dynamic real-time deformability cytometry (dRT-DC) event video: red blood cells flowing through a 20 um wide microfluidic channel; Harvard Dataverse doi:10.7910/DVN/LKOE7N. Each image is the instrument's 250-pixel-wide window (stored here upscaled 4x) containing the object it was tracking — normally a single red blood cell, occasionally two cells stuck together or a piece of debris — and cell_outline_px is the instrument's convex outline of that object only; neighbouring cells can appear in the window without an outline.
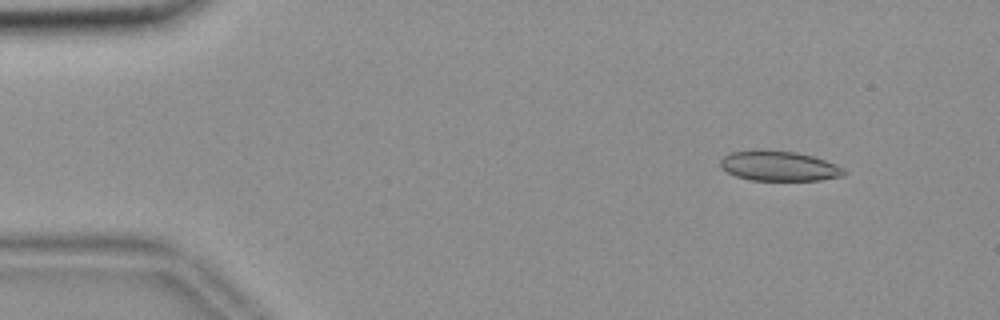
{"species": "common noctule bat (a hibernating species)", "species_latin": "Nyctalus noctula", "temperature_condition": "room temperature", "stored_images_in_passage": 55, "segment_of_instrument_passage": [1, 2], "camera_frame_rate_fps": 3000, "um_per_image_px": 0.085, "animal": {"sex": "female", "body_mass_g": 18.4}, "frame": {"image": 1, "passage_image": 5, "time_ms": 1.333, "image_size_px": [1000, 320], "cell_outline_px": [[848, 172], [844, 176], [820, 180], [748, 180], [736, 176], [728, 172], [720, 164], [720, 160], [724, 156], [732, 152], [752, 148], [764, 148], [796, 152], [812, 156], [836, 164], [844, 168]], "centroid_in_image_um": [66.22, 14.08], "position_along_channel_um": 18.8, "area_um2": 22.02}}
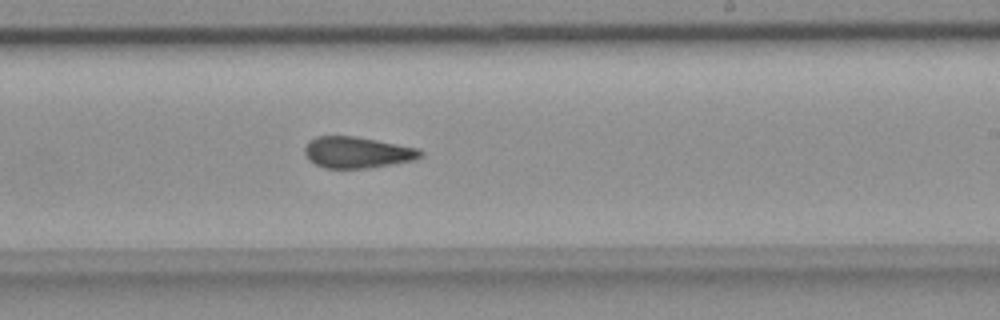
{"frame": {"image": 2, "passage_image": 32, "time_ms": 10.333, "image_size_px": [1000, 320], "cell_outline_px": [[424, 156], [412, 160], [372, 168], [324, 168], [308, 160], [304, 152], [304, 148], [308, 140], [316, 136], [356, 136], [420, 148], [424, 152]], "centroid_in_image_um": [30.37, 12.95], "position_along_channel_um": 258.6, "area_um2": 21.39}}
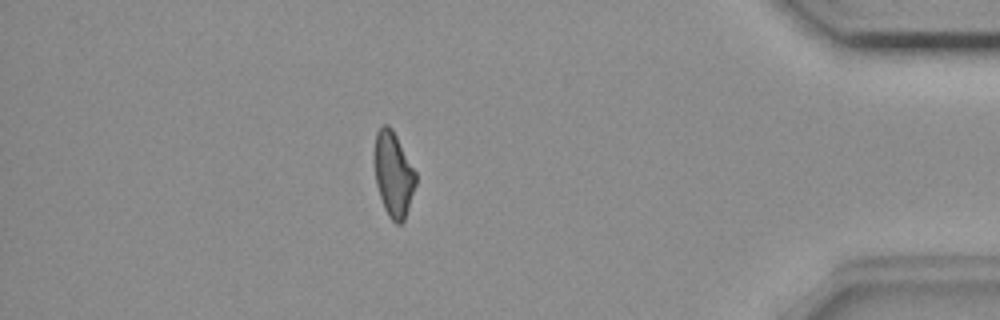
{"frame": {"image": 3, "passage_image": 47, "time_ms": 15.333, "image_size_px": [1000, 320], "cell_outline_px": [[416, 184], [404, 220], [400, 224], [396, 224], [388, 216], [384, 208], [376, 184], [372, 156], [376, 132], [384, 124], [388, 124], [392, 128], [416, 172]], "centroid_in_image_um": [33.41, 14.78], "position_along_channel_um": 401.8, "area_um2": 20.69}}